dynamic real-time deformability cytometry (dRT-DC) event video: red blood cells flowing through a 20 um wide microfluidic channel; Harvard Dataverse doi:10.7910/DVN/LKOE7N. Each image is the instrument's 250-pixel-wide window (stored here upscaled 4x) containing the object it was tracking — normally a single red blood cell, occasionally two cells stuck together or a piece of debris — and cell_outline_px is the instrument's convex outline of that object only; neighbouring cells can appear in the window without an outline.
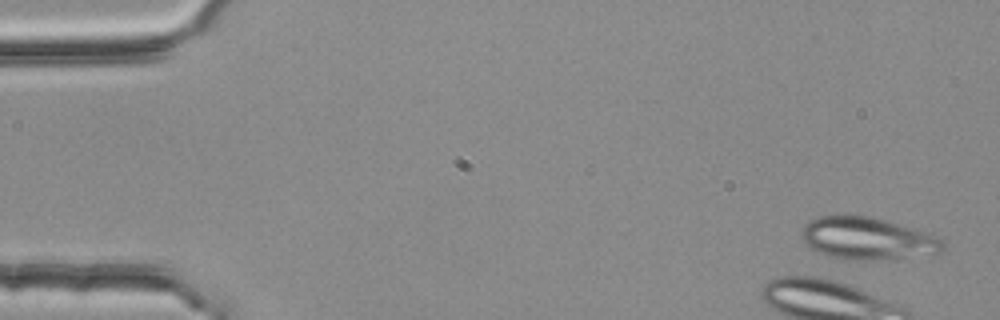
{"species": "common noctule bat (a hibernating species)", "species_latin": "Nyctalus noctula", "temperature_condition": "room temperature", "stored_images_in_passage": 4, "camera_frame_rate_fps": 3000, "um_per_image_px": 0.085, "animal": {"sex": "female", "body_mass_g": 25.1}, "frame": {"image": 1, "passage_image": 1, "time_ms": 0.0, "image_size_px": [1000, 320], "cell_outline_px": [[944, 248], [940, 252], [872, 260], [852, 260], [832, 256], [808, 248], [800, 236], [804, 224], [820, 216], [836, 212], [848, 212], [868, 216], [884, 220], [928, 232], [944, 240]], "centroid_in_image_um": [73.65, 20.21], "position_along_channel_um": 11.3, "area_um2": 35.08}}